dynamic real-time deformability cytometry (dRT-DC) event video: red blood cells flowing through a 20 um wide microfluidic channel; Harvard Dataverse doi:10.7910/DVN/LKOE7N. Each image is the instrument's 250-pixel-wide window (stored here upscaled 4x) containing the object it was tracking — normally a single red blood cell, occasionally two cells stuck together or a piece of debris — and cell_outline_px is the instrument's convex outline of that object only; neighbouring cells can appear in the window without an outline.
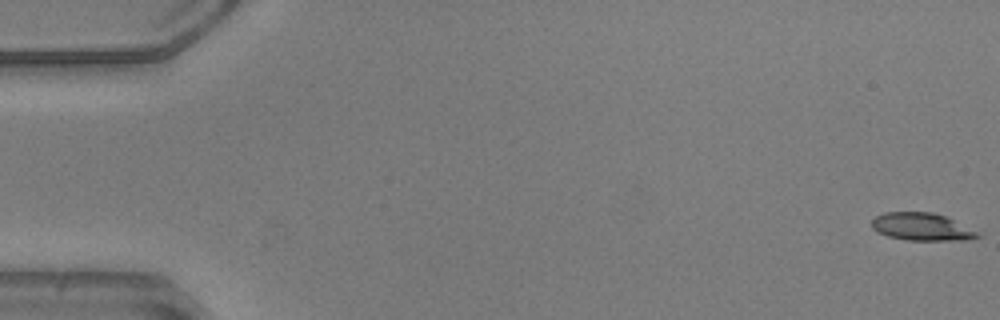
{"species": "common noctule bat (a hibernating species)", "species_latin": "Nyctalus noctula", "temperature_condition": "warm", "stored_images_in_passage": 48, "camera_frame_rate_fps": 3000, "um_per_image_px": 0.085, "animal": {"sex": "male", "body_mass_g": 20.5, "forearm_length_mm": 52.5}, "frame": {"image": 1, "passage_image": 1, "time_ms": 0.0, "image_size_px": [1000, 320], "cell_outline_px": [[984, 232], [980, 236], [964, 240], [908, 240], [888, 236], [876, 232], [872, 228], [872, 220], [876, 216], [884, 212], [932, 212], [948, 216]], "centroid_in_image_um": [78.44, 19.27], "position_along_channel_um": 6.6, "area_um2": 17.51}}
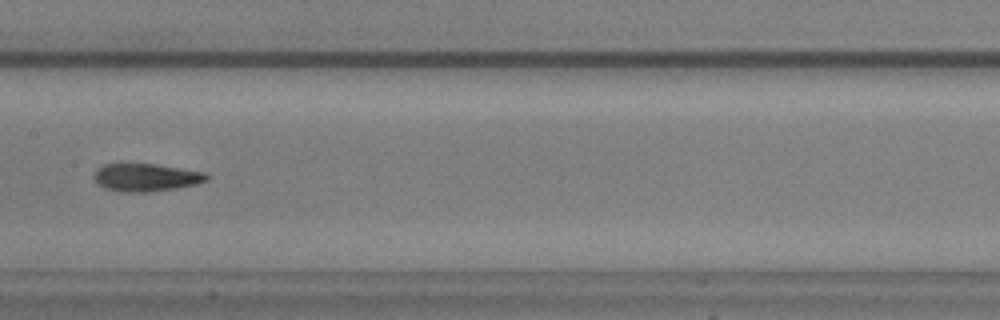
{"frame": {"image": 2, "passage_image": 27, "time_ms": 8.667, "image_size_px": [1000, 320], "cell_outline_px": [[208, 180], [196, 184], [176, 188], [148, 192], [120, 192], [104, 188], [96, 184], [96, 168], [104, 164], [156, 164], [204, 172], [208, 176]], "centroid_in_image_um": [12.4, 15.09], "position_along_channel_um": 195.0, "area_um2": 18.15}}
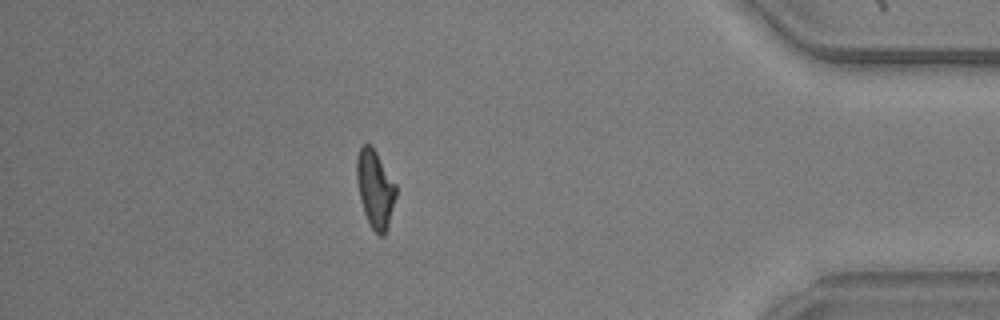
{"frame": {"image": 3, "passage_image": 46, "time_ms": 15.0, "image_size_px": [1000, 320], "cell_outline_px": [[396, 196], [388, 228], [384, 236], [380, 236], [372, 228], [364, 212], [360, 200], [356, 180], [356, 156], [360, 148], [364, 144], [372, 144], [396, 184]], "centroid_in_image_um": [31.88, 16.03], "position_along_channel_um": 403.3, "area_um2": 17.98}, "authors_computed_cell_mechanics": {"area_um2": 18.0336, "velocity_mm_per_s": 3.9557, "shape_relaxation_time_tau1_ms": 5.3485, "shape_relaxation_time_tau2_ms": 2.5058, "deformation_change_tau1": 0.2109, "deformation_change_tau2": 0.095}}